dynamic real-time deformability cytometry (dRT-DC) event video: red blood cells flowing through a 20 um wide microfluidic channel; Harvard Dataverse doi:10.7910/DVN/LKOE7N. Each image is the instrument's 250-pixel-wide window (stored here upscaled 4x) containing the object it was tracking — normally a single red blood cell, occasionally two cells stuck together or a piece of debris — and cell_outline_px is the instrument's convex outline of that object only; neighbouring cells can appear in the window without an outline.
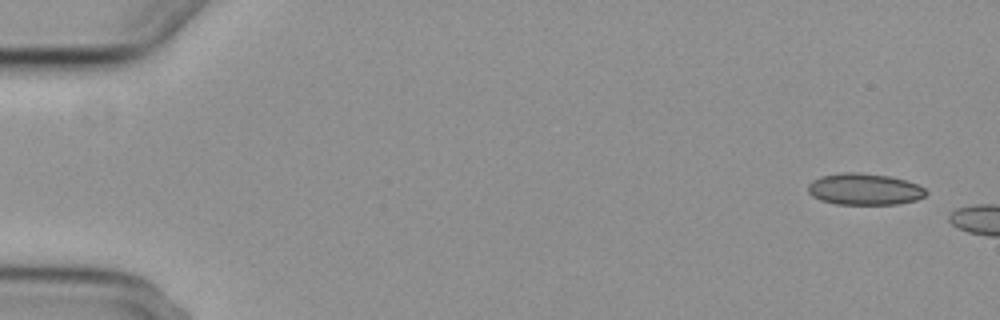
{"species": "common noctule bat (a hibernating species)", "species_latin": "Nyctalus noctula", "temperature_condition": "cold", "stored_images_in_passage": 3, "segment_of_instrument_passage": [2, 2], "camera_frame_rate_fps": 3000, "um_per_image_px": 0.085, "animal": {"sex": "female", "body_mass_g": 29.2, "forearm_length_mm": 56.3}, "frame": {"image": 1, "passage_image": 3, "time_ms": 2.333, "image_size_px": [1000, 320], "cell_outline_px": [[928, 192], [924, 196], [916, 200], [900, 204], [836, 204], [820, 200], [812, 196], [808, 192], [808, 184], [812, 180], [820, 176], [844, 172], [860, 172], [888, 176], [904, 180], [916, 184], [924, 188]], "centroid_in_image_um": [73.45, 16.08], "position_along_channel_um": 11.6, "area_um2": 21.73}}